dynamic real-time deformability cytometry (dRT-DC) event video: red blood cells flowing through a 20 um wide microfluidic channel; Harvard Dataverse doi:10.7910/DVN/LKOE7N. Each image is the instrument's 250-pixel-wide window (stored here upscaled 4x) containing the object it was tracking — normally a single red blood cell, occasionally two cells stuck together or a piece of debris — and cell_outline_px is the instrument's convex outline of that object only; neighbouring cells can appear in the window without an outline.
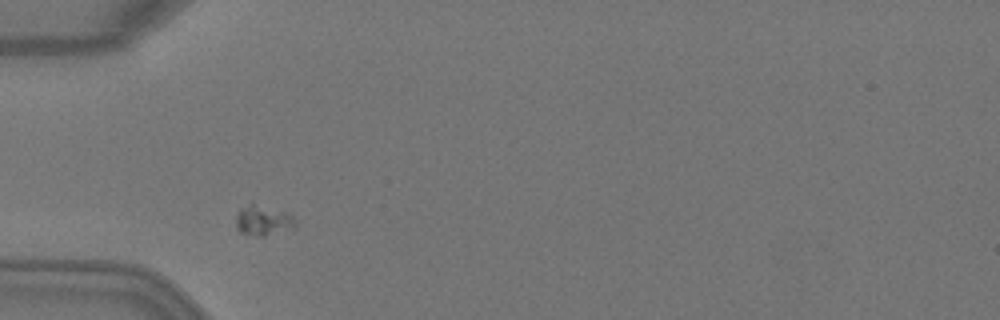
{"species": "Egyptian fruit bat (a non-hibernating species)", "species_latin": "Rousettus aegyptiacus", "temperature_condition": "warm", "stored_images_in_passage": 4, "camera_frame_rate_fps": 3000, "um_per_image_px": 0.085, "animal": {"sex": "female"}, "frame": {"image": 1, "passage_image": 1, "time_ms": 0.0, "image_size_px": [1000, 320], "cell_outline_px": [[296, 224], [292, 228], [264, 236], [260, 236], [240, 232], [236, 228], [236, 216], [240, 208], [252, 200], [288, 212], [292, 216]], "centroid_in_image_um": [22.33, 18.66], "position_along_channel_um": 62.7, "area_um2": 10.81}}